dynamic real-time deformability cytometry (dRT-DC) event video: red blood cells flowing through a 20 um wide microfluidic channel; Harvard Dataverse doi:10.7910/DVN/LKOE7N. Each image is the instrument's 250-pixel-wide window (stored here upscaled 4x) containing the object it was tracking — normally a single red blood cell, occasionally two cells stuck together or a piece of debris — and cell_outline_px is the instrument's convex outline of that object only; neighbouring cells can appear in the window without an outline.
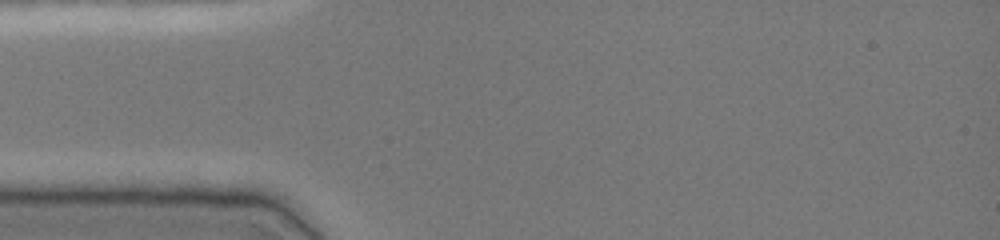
{"species": "common noctule bat (a hibernating species)", "species_latin": "Nyctalus noctula", "temperature_condition": "cold", "stored_images_in_passage": 3, "camera_frame_rate_fps": 3000, "um_per_image_px": 0.085, "animal": {"sex": "female", "body_mass_g": 19.0, "forearm_length_mm": 51.5}, "frame": {"image": 1, "passage_image": 1, "time_ms": 0.0, "image_size_px": [1000, 240], "cell_outline_px": [[248, 148], [244, 152], [140, 152], [116, 148], [112, 144], [144, 140], [220, 140], [244, 144]], "centroid_in_image_um": [15.49, 12.43], "position_along_channel_um": 69.5, "area_um2": 10.23}}